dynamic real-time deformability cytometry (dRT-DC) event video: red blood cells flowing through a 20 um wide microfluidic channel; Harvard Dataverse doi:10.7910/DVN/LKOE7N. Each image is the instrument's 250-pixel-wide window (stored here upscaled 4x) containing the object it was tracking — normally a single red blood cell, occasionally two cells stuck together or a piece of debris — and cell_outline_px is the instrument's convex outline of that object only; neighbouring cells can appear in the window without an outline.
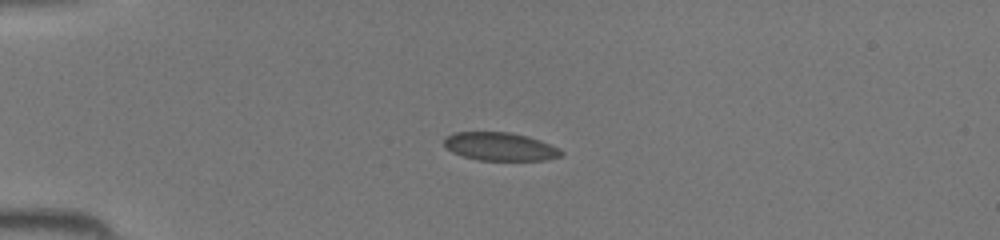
{"species": "common noctule bat (a hibernating species)", "species_latin": "Nyctalus noctula", "temperature_condition": "room temperature", "stored_images_in_passage": 34, "camera_frame_rate_fps": 3000, "um_per_image_px": 0.085, "animal": {"sex": "female", "body_mass_g": 19.5, "forearm_length_mm": 54.1}, "frame": {"image": 1, "passage_image": 1, "time_ms": 0.0, "image_size_px": [1000, 240], "cell_outline_px": [[564, 156], [548, 160], [476, 160], [452, 152], [444, 144], [444, 140], [452, 132], [508, 132], [528, 136], [540, 140], [560, 148], [564, 152]], "centroid_in_image_um": [42.57, 12.46], "position_along_channel_um": 42.4, "area_um2": 19.36}}
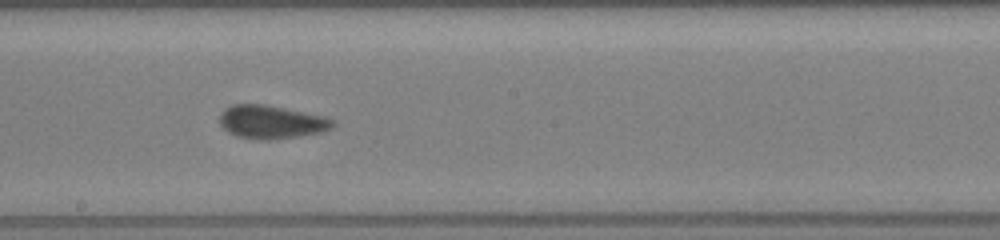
{"frame": {"image": 2, "passage_image": 15, "time_ms": 4.667, "image_size_px": [1000, 240], "cell_outline_px": [[336, 124], [332, 128], [320, 132], [272, 140], [260, 140], [236, 136], [228, 132], [216, 120], [220, 112], [224, 108], [232, 104], [264, 104], [324, 116], [332, 120]], "centroid_in_image_um": [22.99, 10.36], "position_along_channel_um": 225.2, "area_um2": 22.08}}
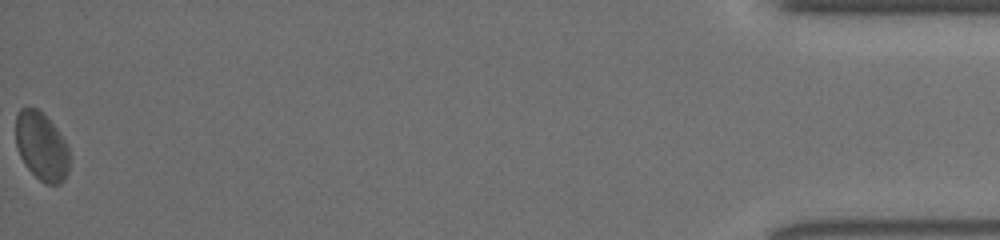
{"frame": {"image": 3, "passage_image": 34, "time_ms": 11.0, "image_size_px": [1000, 240], "cell_outline_px": [[68, 172], [64, 180], [60, 184], [44, 184], [24, 164], [20, 156], [16, 144], [16, 116], [20, 108], [36, 108], [52, 124], [64, 140], [68, 148]], "centroid_in_image_um": [3.51, 12.47], "position_along_channel_um": 431.7, "area_um2": 20.98}}